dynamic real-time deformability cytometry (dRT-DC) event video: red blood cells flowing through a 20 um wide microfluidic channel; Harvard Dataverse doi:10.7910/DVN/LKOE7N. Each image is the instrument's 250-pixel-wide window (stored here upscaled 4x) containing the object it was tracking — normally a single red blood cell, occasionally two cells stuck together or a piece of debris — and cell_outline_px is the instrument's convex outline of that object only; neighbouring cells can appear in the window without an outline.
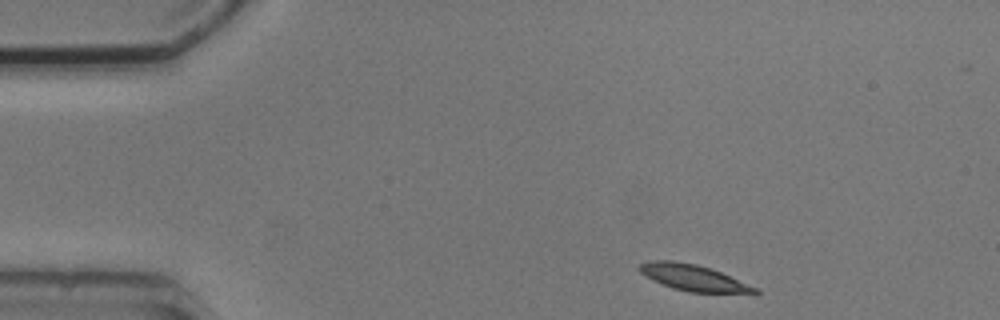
{"species": "common noctule bat (a hibernating species)", "species_latin": "Nyctalus noctula", "temperature_condition": "cold", "stored_images_in_passage": 5, "camera_frame_rate_fps": 3000, "um_per_image_px": 0.085, "animal": {"sex": "male", "body_mass_g": 20.5, "forearm_length_mm": 52.5}, "frame": {"image": 1, "passage_image": 1, "time_ms": 0.0, "image_size_px": [1000, 320], "cell_outline_px": [[760, 292], [756, 296], [688, 292], [672, 288], [652, 280], [640, 272], [640, 264], [648, 260], [672, 260], [696, 264], [720, 272], [760, 288]], "centroid_in_image_um": [59.1, 23.67], "position_along_channel_um": 25.9, "area_um2": 18.38}}
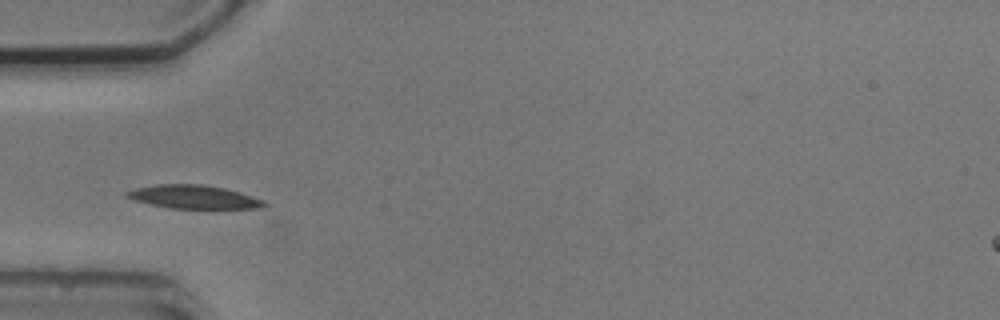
{"frame": {"image": 2, "passage_image": 3, "time_ms": 3.0, "image_size_px": [1000, 320], "cell_outline_px": [[268, 204], [264, 208], [172, 208], [152, 204], [136, 200], [124, 196], [124, 192], [136, 188], [156, 184], [200, 184], [224, 188], [240, 192], [264, 200]], "centroid_in_image_um": [16.49, 16.73], "position_along_channel_um": 68.5, "area_um2": 18.61}}
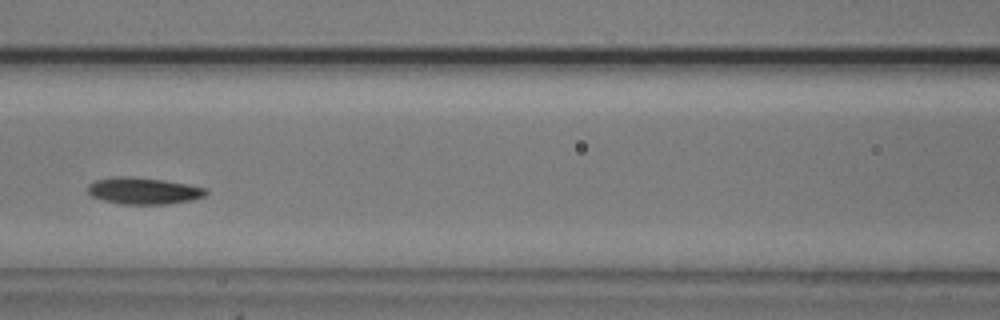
{"frame": {"image": 3, "passage_image": 5, "time_ms": 5.333, "image_size_px": [1000, 320], "cell_outline_px": [[208, 192], [204, 196], [192, 200], [168, 204], [124, 204], [104, 200], [92, 196], [88, 192], [88, 184], [96, 180], [112, 176], [132, 176], [164, 180], [188, 184], [208, 188]], "centroid_in_image_um": [12.22, 16.21], "position_along_channel_um": 154.4, "area_um2": 18.5}}